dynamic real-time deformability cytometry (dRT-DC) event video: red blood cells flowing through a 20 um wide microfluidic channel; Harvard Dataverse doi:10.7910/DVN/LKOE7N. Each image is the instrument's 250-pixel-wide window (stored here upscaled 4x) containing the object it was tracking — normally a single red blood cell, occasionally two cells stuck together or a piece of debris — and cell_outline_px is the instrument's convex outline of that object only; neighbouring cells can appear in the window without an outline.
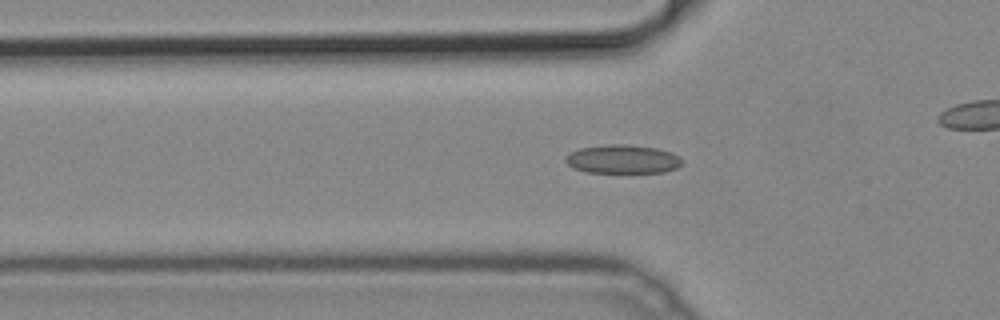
{"species": "common noctule bat (a hibernating species)", "species_latin": "Nyctalus noctula", "temperature_condition": "cold", "stored_images_in_passage": 32, "camera_frame_rate_fps": 3000, "um_per_image_px": 0.085, "animal": {"sex": "male", "body_mass_g": 19.2, "forearm_length_mm": 51.8}, "frame": {"image": 1, "passage_image": 7, "time_ms": 2.0, "image_size_px": [1000, 320], "cell_outline_px": [[684, 164], [676, 168], [664, 172], [588, 172], [572, 168], [564, 160], [572, 152], [580, 148], [608, 144], [624, 144], [656, 148], [672, 152], [680, 156], [684, 160]], "centroid_in_image_um": [52.98, 13.53], "position_along_channel_um": 72.8, "area_um2": 19.48}}
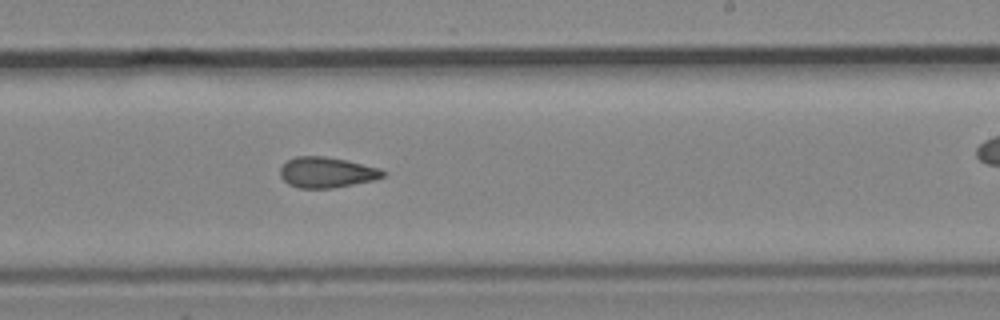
{"frame": {"image": 2, "passage_image": 21, "time_ms": 6.667, "image_size_px": [1000, 320], "cell_outline_px": [[388, 172], [384, 176], [376, 180], [332, 188], [300, 188], [288, 184], [280, 176], [280, 168], [288, 160], [296, 156], [324, 156], [348, 160], [380, 168]], "centroid_in_image_um": [27.81, 14.65], "position_along_channel_um": 261.2, "area_um2": 18.5}}
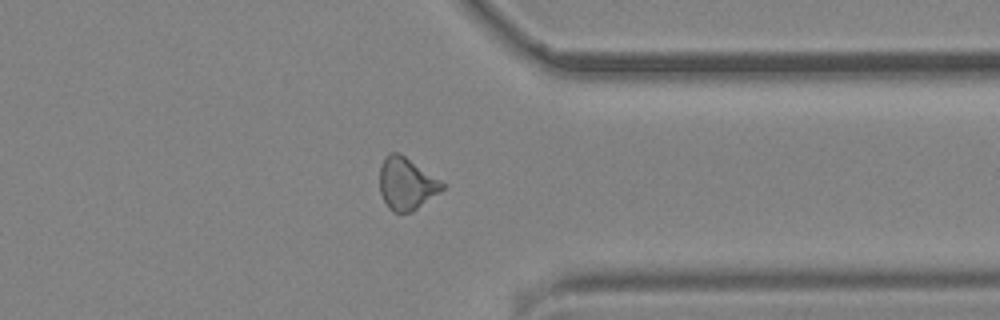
{"frame": {"image": 3, "passage_image": 30, "time_ms": 9.667, "image_size_px": [1000, 320], "cell_outline_px": [[444, 188], [440, 192], [412, 212], [392, 212], [388, 208], [380, 192], [380, 164], [392, 152], [400, 152], [440, 180], [444, 184]], "centroid_in_image_um": [34.54, 15.62], "position_along_channel_um": 376.9, "area_um2": 18.9}}